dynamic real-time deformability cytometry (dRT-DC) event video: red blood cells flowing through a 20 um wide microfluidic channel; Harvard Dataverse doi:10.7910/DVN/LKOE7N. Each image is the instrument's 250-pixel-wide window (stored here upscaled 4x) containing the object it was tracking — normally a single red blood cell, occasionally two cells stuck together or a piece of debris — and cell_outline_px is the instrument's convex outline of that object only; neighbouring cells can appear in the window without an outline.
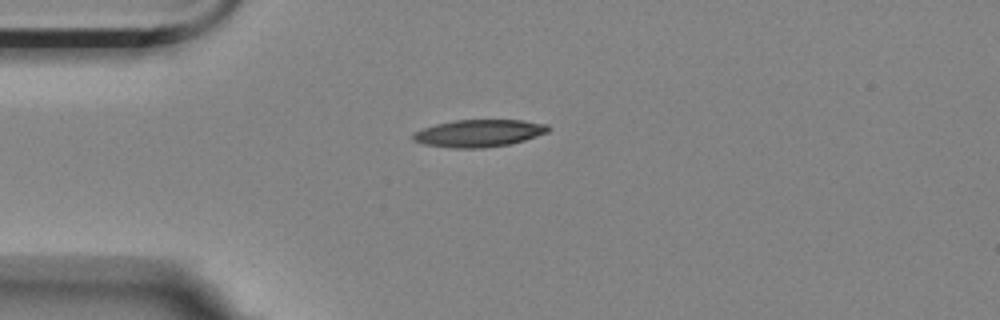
{"species": "Egyptian fruit bat (a non-hibernating species)", "species_latin": "Rousettus aegyptiacus", "temperature_condition": "room temperature", "stored_images_in_passage": 5, "camera_frame_rate_fps": 3000, "um_per_image_px": 0.085, "animal": {"sex": "female"}, "frame": {"image": 1, "passage_image": 1, "time_ms": 0.0, "image_size_px": [1000, 320], "cell_outline_px": [[548, 132], [524, 140], [508, 144], [484, 148], [452, 148], [424, 144], [412, 140], [412, 136], [416, 132], [424, 128], [436, 124], [456, 120], [520, 120], [548, 124]], "centroid_in_image_um": [40.7, 11.32], "position_along_channel_um": 44.3, "area_um2": 21.27}}
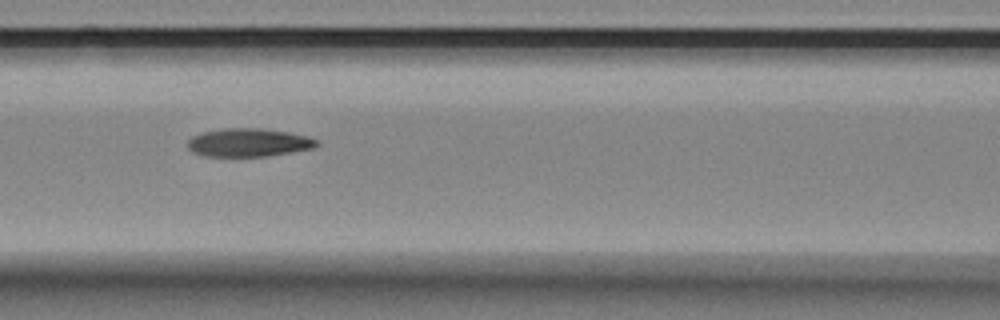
{"frame": {"image": 2, "passage_image": 4, "time_ms": 1.0, "image_size_px": [1000, 320], "cell_outline_px": [[320, 144], [316, 148], [292, 152], [264, 156], [204, 156], [192, 152], [188, 148], [188, 140], [192, 136], [204, 132], [220, 128], [260, 128], [288, 132], [308, 136], [316, 140]], "centroid_in_image_um": [21.14, 12.11], "position_along_channel_um": 145.5, "area_um2": 21.33}}
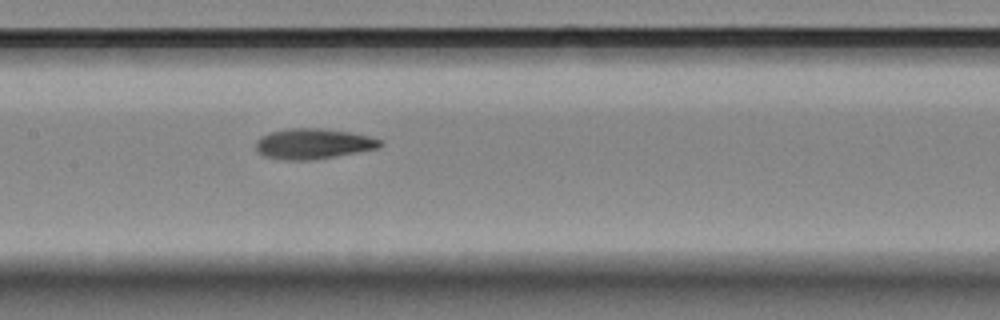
{"frame": {"image": 3, "passage_image": 5, "time_ms": 1.333, "image_size_px": [1000, 320], "cell_outline_px": [[384, 144], [380, 148], [312, 160], [284, 160], [264, 156], [256, 148], [256, 140], [260, 136], [272, 132], [288, 128], [324, 128], [352, 132], [368, 136], [380, 140]], "centroid_in_image_um": [26.64, 12.21], "position_along_channel_um": 180.8, "area_um2": 22.08}}